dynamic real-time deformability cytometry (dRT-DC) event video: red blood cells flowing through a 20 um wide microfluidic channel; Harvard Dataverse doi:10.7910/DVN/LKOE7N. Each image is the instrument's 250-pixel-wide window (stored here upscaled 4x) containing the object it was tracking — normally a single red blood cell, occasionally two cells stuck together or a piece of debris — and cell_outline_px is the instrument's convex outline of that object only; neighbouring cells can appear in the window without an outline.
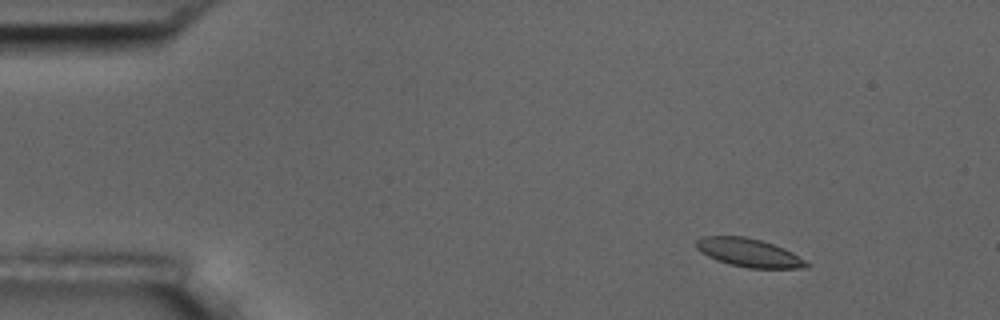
{"species": "common noctule bat (a hibernating species)", "species_latin": "Nyctalus noctula", "temperature_condition": "room temperature", "stored_images_in_passage": 5, "camera_frame_rate_fps": 3000, "um_per_image_px": 0.085, "animal": {"sex": "male", "body_mass_g": 17.5, "forearm_length_mm": 52.3}, "frame": {"image": 1, "passage_image": 2, "time_ms": 1.0, "image_size_px": [1000, 320], "cell_outline_px": [[812, 264], [808, 268], [748, 268], [716, 260], [700, 252], [696, 248], [696, 240], [704, 236], [744, 236], [760, 240], [784, 248], [792, 252]], "centroid_in_image_um": [63.68, 21.48], "position_along_channel_um": 21.3, "area_um2": 18.21}}
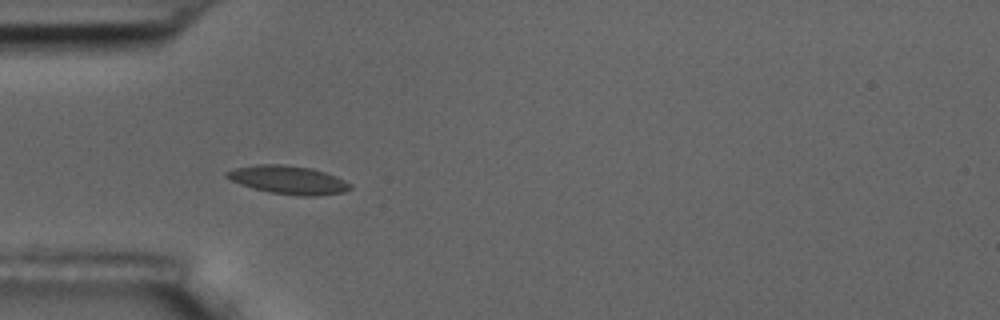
{"frame": {"image": 2, "passage_image": 4, "time_ms": 4.333, "image_size_px": [1000, 320], "cell_outline_px": [[352, 188], [344, 192], [316, 196], [300, 196], [272, 192], [252, 188], [240, 184], [224, 176], [224, 172], [232, 168], [256, 164], [280, 164], [312, 168], [336, 176], [352, 184]], "centroid_in_image_um": [24.49, 15.28], "position_along_channel_um": 60.5, "area_um2": 20.46}}